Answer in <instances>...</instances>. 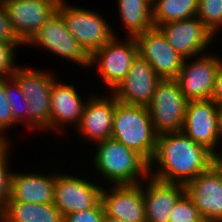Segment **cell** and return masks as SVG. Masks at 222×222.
I'll list each match as a JSON object with an SVG mask.
<instances>
[{"label":"cell","mask_w":222,"mask_h":222,"mask_svg":"<svg viewBox=\"0 0 222 222\" xmlns=\"http://www.w3.org/2000/svg\"><path fill=\"white\" fill-rule=\"evenodd\" d=\"M214 155L182 131L157 135L149 175L157 180L186 185L214 164ZM156 163V164H155ZM156 169L154 170L155 166Z\"/></svg>","instance_id":"obj_1"},{"label":"cell","mask_w":222,"mask_h":222,"mask_svg":"<svg viewBox=\"0 0 222 222\" xmlns=\"http://www.w3.org/2000/svg\"><path fill=\"white\" fill-rule=\"evenodd\" d=\"M95 146L97 151L92 161L95 172L109 185L140 184L149 176V163L121 142L109 138Z\"/></svg>","instance_id":"obj_2"},{"label":"cell","mask_w":222,"mask_h":222,"mask_svg":"<svg viewBox=\"0 0 222 222\" xmlns=\"http://www.w3.org/2000/svg\"><path fill=\"white\" fill-rule=\"evenodd\" d=\"M111 138L133 149L149 163L156 150L157 134L147 106L118 101L113 116Z\"/></svg>","instance_id":"obj_3"},{"label":"cell","mask_w":222,"mask_h":222,"mask_svg":"<svg viewBox=\"0 0 222 222\" xmlns=\"http://www.w3.org/2000/svg\"><path fill=\"white\" fill-rule=\"evenodd\" d=\"M17 66L12 78L20 86L27 99L29 110V129L50 131V93L57 77L53 72L32 67ZM53 74V75H52Z\"/></svg>","instance_id":"obj_4"},{"label":"cell","mask_w":222,"mask_h":222,"mask_svg":"<svg viewBox=\"0 0 222 222\" xmlns=\"http://www.w3.org/2000/svg\"><path fill=\"white\" fill-rule=\"evenodd\" d=\"M57 11L70 34L90 55L118 35L98 11L68 5L66 0L59 1Z\"/></svg>","instance_id":"obj_5"},{"label":"cell","mask_w":222,"mask_h":222,"mask_svg":"<svg viewBox=\"0 0 222 222\" xmlns=\"http://www.w3.org/2000/svg\"><path fill=\"white\" fill-rule=\"evenodd\" d=\"M187 104L176 79H160L147 106L155 133L181 132Z\"/></svg>","instance_id":"obj_6"},{"label":"cell","mask_w":222,"mask_h":222,"mask_svg":"<svg viewBox=\"0 0 222 222\" xmlns=\"http://www.w3.org/2000/svg\"><path fill=\"white\" fill-rule=\"evenodd\" d=\"M118 38L115 36L90 55V68L98 67L96 72L110 93L126 77L133 59L138 54V45L134 37L126 36L124 40Z\"/></svg>","instance_id":"obj_7"},{"label":"cell","mask_w":222,"mask_h":222,"mask_svg":"<svg viewBox=\"0 0 222 222\" xmlns=\"http://www.w3.org/2000/svg\"><path fill=\"white\" fill-rule=\"evenodd\" d=\"M219 108L212 99L188 101L182 127L186 136L214 156L221 153Z\"/></svg>","instance_id":"obj_8"},{"label":"cell","mask_w":222,"mask_h":222,"mask_svg":"<svg viewBox=\"0 0 222 222\" xmlns=\"http://www.w3.org/2000/svg\"><path fill=\"white\" fill-rule=\"evenodd\" d=\"M36 46L80 65L90 67V54L70 34L62 15L56 10L26 46ZM68 59V60H67Z\"/></svg>","instance_id":"obj_9"},{"label":"cell","mask_w":222,"mask_h":222,"mask_svg":"<svg viewBox=\"0 0 222 222\" xmlns=\"http://www.w3.org/2000/svg\"><path fill=\"white\" fill-rule=\"evenodd\" d=\"M215 55L209 52L184 59L176 80L188 101L211 99L219 63L222 59Z\"/></svg>","instance_id":"obj_10"},{"label":"cell","mask_w":222,"mask_h":222,"mask_svg":"<svg viewBox=\"0 0 222 222\" xmlns=\"http://www.w3.org/2000/svg\"><path fill=\"white\" fill-rule=\"evenodd\" d=\"M82 177L55 171L53 204L63 216L93 208L101 201L103 186Z\"/></svg>","instance_id":"obj_11"},{"label":"cell","mask_w":222,"mask_h":222,"mask_svg":"<svg viewBox=\"0 0 222 222\" xmlns=\"http://www.w3.org/2000/svg\"><path fill=\"white\" fill-rule=\"evenodd\" d=\"M60 0L2 1L13 30L26 45L57 10Z\"/></svg>","instance_id":"obj_12"},{"label":"cell","mask_w":222,"mask_h":222,"mask_svg":"<svg viewBox=\"0 0 222 222\" xmlns=\"http://www.w3.org/2000/svg\"><path fill=\"white\" fill-rule=\"evenodd\" d=\"M157 28L169 45L184 59L204 54L213 42L212 39H215L213 33L197 16L167 22Z\"/></svg>","instance_id":"obj_13"},{"label":"cell","mask_w":222,"mask_h":222,"mask_svg":"<svg viewBox=\"0 0 222 222\" xmlns=\"http://www.w3.org/2000/svg\"><path fill=\"white\" fill-rule=\"evenodd\" d=\"M138 53L146 59L161 79H176L184 61L168 43L163 33L153 27L134 37Z\"/></svg>","instance_id":"obj_14"},{"label":"cell","mask_w":222,"mask_h":222,"mask_svg":"<svg viewBox=\"0 0 222 222\" xmlns=\"http://www.w3.org/2000/svg\"><path fill=\"white\" fill-rule=\"evenodd\" d=\"M185 193L205 222H222V173L214 164L188 182Z\"/></svg>","instance_id":"obj_15"},{"label":"cell","mask_w":222,"mask_h":222,"mask_svg":"<svg viewBox=\"0 0 222 222\" xmlns=\"http://www.w3.org/2000/svg\"><path fill=\"white\" fill-rule=\"evenodd\" d=\"M160 79L149 62L138 53L126 77L111 93L119 102L148 106Z\"/></svg>","instance_id":"obj_16"},{"label":"cell","mask_w":222,"mask_h":222,"mask_svg":"<svg viewBox=\"0 0 222 222\" xmlns=\"http://www.w3.org/2000/svg\"><path fill=\"white\" fill-rule=\"evenodd\" d=\"M87 99L76 131L84 139H89L93 141L92 144H96L111 138L113 116L118 101L110 92L105 96L98 93L93 96L91 94Z\"/></svg>","instance_id":"obj_17"},{"label":"cell","mask_w":222,"mask_h":222,"mask_svg":"<svg viewBox=\"0 0 222 222\" xmlns=\"http://www.w3.org/2000/svg\"><path fill=\"white\" fill-rule=\"evenodd\" d=\"M101 203L107 217L125 222H146L143 186L113 185L101 192Z\"/></svg>","instance_id":"obj_18"},{"label":"cell","mask_w":222,"mask_h":222,"mask_svg":"<svg viewBox=\"0 0 222 222\" xmlns=\"http://www.w3.org/2000/svg\"><path fill=\"white\" fill-rule=\"evenodd\" d=\"M73 84L53 82L50 93V130L60 132L69 124L74 128L79 124L87 101L79 95ZM83 100V101H82ZM60 130V131H59Z\"/></svg>","instance_id":"obj_19"},{"label":"cell","mask_w":222,"mask_h":222,"mask_svg":"<svg viewBox=\"0 0 222 222\" xmlns=\"http://www.w3.org/2000/svg\"><path fill=\"white\" fill-rule=\"evenodd\" d=\"M140 184L143 186L146 222H169L175 203L185 193V186L163 182L150 175Z\"/></svg>","instance_id":"obj_20"},{"label":"cell","mask_w":222,"mask_h":222,"mask_svg":"<svg viewBox=\"0 0 222 222\" xmlns=\"http://www.w3.org/2000/svg\"><path fill=\"white\" fill-rule=\"evenodd\" d=\"M55 173H11L10 197L17 202L51 204L54 201Z\"/></svg>","instance_id":"obj_21"},{"label":"cell","mask_w":222,"mask_h":222,"mask_svg":"<svg viewBox=\"0 0 222 222\" xmlns=\"http://www.w3.org/2000/svg\"><path fill=\"white\" fill-rule=\"evenodd\" d=\"M0 222H64V216L53 203L17 202L9 196Z\"/></svg>","instance_id":"obj_22"},{"label":"cell","mask_w":222,"mask_h":222,"mask_svg":"<svg viewBox=\"0 0 222 222\" xmlns=\"http://www.w3.org/2000/svg\"><path fill=\"white\" fill-rule=\"evenodd\" d=\"M117 4L126 36L135 37L154 27L152 0H117Z\"/></svg>","instance_id":"obj_23"},{"label":"cell","mask_w":222,"mask_h":222,"mask_svg":"<svg viewBox=\"0 0 222 222\" xmlns=\"http://www.w3.org/2000/svg\"><path fill=\"white\" fill-rule=\"evenodd\" d=\"M198 0H152L154 27L196 17Z\"/></svg>","instance_id":"obj_24"},{"label":"cell","mask_w":222,"mask_h":222,"mask_svg":"<svg viewBox=\"0 0 222 222\" xmlns=\"http://www.w3.org/2000/svg\"><path fill=\"white\" fill-rule=\"evenodd\" d=\"M5 93L12 110L13 120L17 124L24 123L29 127V105L27 99L21 92L18 83L12 77L5 78Z\"/></svg>","instance_id":"obj_25"},{"label":"cell","mask_w":222,"mask_h":222,"mask_svg":"<svg viewBox=\"0 0 222 222\" xmlns=\"http://www.w3.org/2000/svg\"><path fill=\"white\" fill-rule=\"evenodd\" d=\"M196 16L216 38L222 28V0H198Z\"/></svg>","instance_id":"obj_26"},{"label":"cell","mask_w":222,"mask_h":222,"mask_svg":"<svg viewBox=\"0 0 222 222\" xmlns=\"http://www.w3.org/2000/svg\"><path fill=\"white\" fill-rule=\"evenodd\" d=\"M169 220L174 222H205L186 193L175 203Z\"/></svg>","instance_id":"obj_27"},{"label":"cell","mask_w":222,"mask_h":222,"mask_svg":"<svg viewBox=\"0 0 222 222\" xmlns=\"http://www.w3.org/2000/svg\"><path fill=\"white\" fill-rule=\"evenodd\" d=\"M10 145L11 143L0 153V215L2 214L6 201L10 196V184H11V165L9 163L10 158ZM9 149V150H8ZM11 170V171H10Z\"/></svg>","instance_id":"obj_28"},{"label":"cell","mask_w":222,"mask_h":222,"mask_svg":"<svg viewBox=\"0 0 222 222\" xmlns=\"http://www.w3.org/2000/svg\"><path fill=\"white\" fill-rule=\"evenodd\" d=\"M24 44H11L0 42V78H11L16 67V52L19 46Z\"/></svg>","instance_id":"obj_29"},{"label":"cell","mask_w":222,"mask_h":222,"mask_svg":"<svg viewBox=\"0 0 222 222\" xmlns=\"http://www.w3.org/2000/svg\"><path fill=\"white\" fill-rule=\"evenodd\" d=\"M18 124L13 120L12 110L5 93V78H0V137L10 143L7 137L8 129ZM6 133V135H5Z\"/></svg>","instance_id":"obj_30"},{"label":"cell","mask_w":222,"mask_h":222,"mask_svg":"<svg viewBox=\"0 0 222 222\" xmlns=\"http://www.w3.org/2000/svg\"><path fill=\"white\" fill-rule=\"evenodd\" d=\"M104 209L101 201L93 208L64 216V222H103Z\"/></svg>","instance_id":"obj_31"},{"label":"cell","mask_w":222,"mask_h":222,"mask_svg":"<svg viewBox=\"0 0 222 222\" xmlns=\"http://www.w3.org/2000/svg\"><path fill=\"white\" fill-rule=\"evenodd\" d=\"M0 42H8L11 44H23L15 34L11 21L9 20L7 11L0 3Z\"/></svg>","instance_id":"obj_32"},{"label":"cell","mask_w":222,"mask_h":222,"mask_svg":"<svg viewBox=\"0 0 222 222\" xmlns=\"http://www.w3.org/2000/svg\"><path fill=\"white\" fill-rule=\"evenodd\" d=\"M211 99L219 106H222V59L219 63L215 87Z\"/></svg>","instance_id":"obj_33"},{"label":"cell","mask_w":222,"mask_h":222,"mask_svg":"<svg viewBox=\"0 0 222 222\" xmlns=\"http://www.w3.org/2000/svg\"><path fill=\"white\" fill-rule=\"evenodd\" d=\"M214 165L221 171L222 173V152L214 157Z\"/></svg>","instance_id":"obj_34"},{"label":"cell","mask_w":222,"mask_h":222,"mask_svg":"<svg viewBox=\"0 0 222 222\" xmlns=\"http://www.w3.org/2000/svg\"><path fill=\"white\" fill-rule=\"evenodd\" d=\"M9 145V142L0 137V153Z\"/></svg>","instance_id":"obj_35"},{"label":"cell","mask_w":222,"mask_h":222,"mask_svg":"<svg viewBox=\"0 0 222 222\" xmlns=\"http://www.w3.org/2000/svg\"><path fill=\"white\" fill-rule=\"evenodd\" d=\"M219 112H220V140L222 141V106H220ZM221 146H222V142H221ZM221 152H222V147H221Z\"/></svg>","instance_id":"obj_36"},{"label":"cell","mask_w":222,"mask_h":222,"mask_svg":"<svg viewBox=\"0 0 222 222\" xmlns=\"http://www.w3.org/2000/svg\"><path fill=\"white\" fill-rule=\"evenodd\" d=\"M103 222H125V221H122V220L117 219V218H111V217L105 216Z\"/></svg>","instance_id":"obj_37"}]
</instances>
